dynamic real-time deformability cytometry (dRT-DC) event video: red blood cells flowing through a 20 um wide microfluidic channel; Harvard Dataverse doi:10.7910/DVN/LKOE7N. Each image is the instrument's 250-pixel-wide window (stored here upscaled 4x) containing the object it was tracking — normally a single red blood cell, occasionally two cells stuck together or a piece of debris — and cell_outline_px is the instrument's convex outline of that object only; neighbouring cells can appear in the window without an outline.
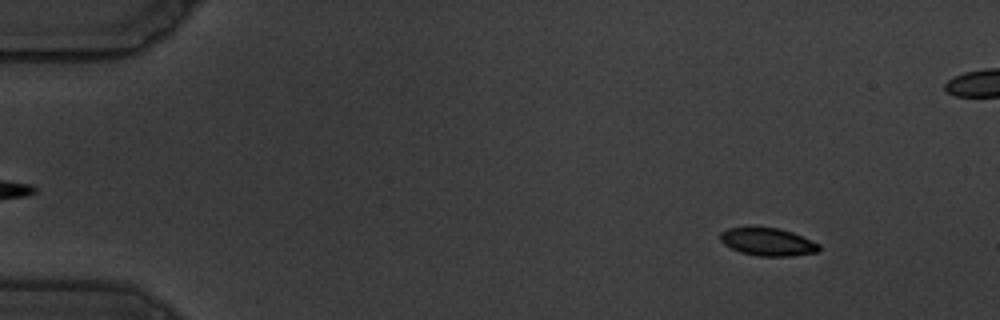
{"species": "common noctule bat (a hibernating species)", "species_latin": "Nyctalus noctula", "temperature_condition": "warm", "stored_images_in_passage": 60, "segment_of_instrument_passage": [1, 2], "camera_frame_rate_fps": 3000, "um_per_image_px": 0.085, "animal": {"sex": "male", "body_mass_g": 19.5, "forearm_length_mm": 54.6}, "frame": {"image": 1, "passage_image": 7, "time_ms": 2.0, "image_size_px": [1000, 320], "cell_outline_px": [[820, 248], [816, 252], [792, 256], [760, 256], [740, 252], [724, 244], [720, 240], [720, 232], [728, 228], [780, 228], [792, 232], [820, 244]], "centroid_in_image_um": [65.26, 20.56], "position_along_channel_um": 19.7, "area_um2": 15.78}}
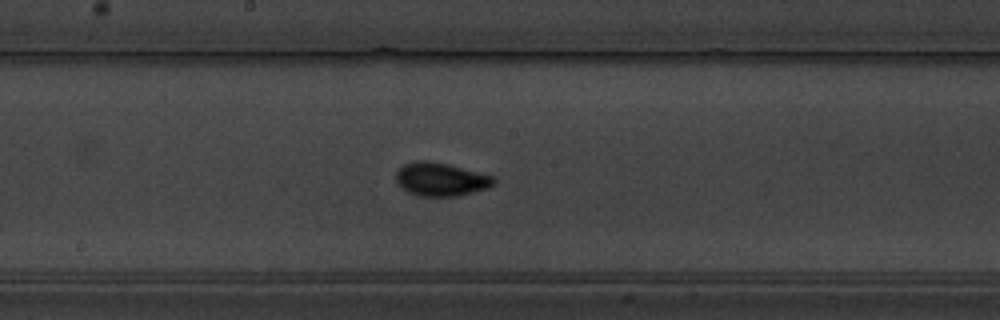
{"frame": {"image": 2, "passage_image": 32, "time_ms": 10.333, "image_size_px": [1000, 320], "cell_outline_px": [[496, 184], [488, 188], [456, 196], [420, 196], [408, 192], [396, 180], [396, 172], [404, 164], [416, 160], [428, 160], [448, 164], [492, 176], [496, 180]], "centroid_in_image_um": [37.48, 15.23], "position_along_channel_um": 210.7, "area_um2": 18.84}}
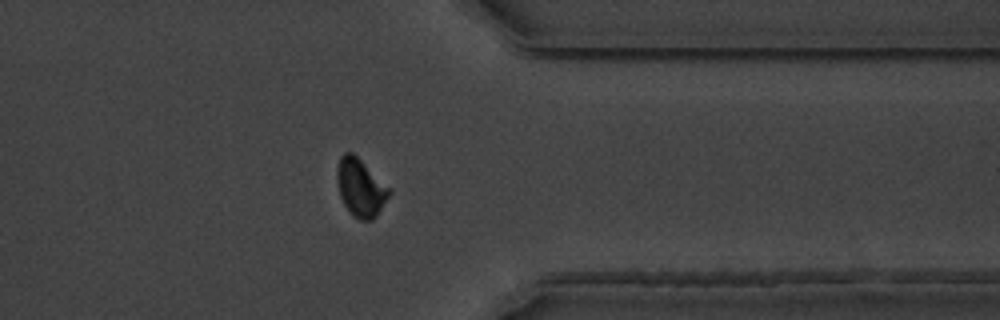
{"frame": {"image": 3, "passage_image": 47, "time_ms": 15.333, "image_size_px": [1000, 320], "cell_outline_px": [[392, 192], [376, 216], [372, 220], [360, 220], [352, 216], [344, 204], [340, 196], [336, 180], [336, 172], [340, 156], [344, 152], [352, 152], [392, 188]], "centroid_in_image_um": [30.66, 15.94], "position_along_channel_um": 380.7, "area_um2": 17.8}}